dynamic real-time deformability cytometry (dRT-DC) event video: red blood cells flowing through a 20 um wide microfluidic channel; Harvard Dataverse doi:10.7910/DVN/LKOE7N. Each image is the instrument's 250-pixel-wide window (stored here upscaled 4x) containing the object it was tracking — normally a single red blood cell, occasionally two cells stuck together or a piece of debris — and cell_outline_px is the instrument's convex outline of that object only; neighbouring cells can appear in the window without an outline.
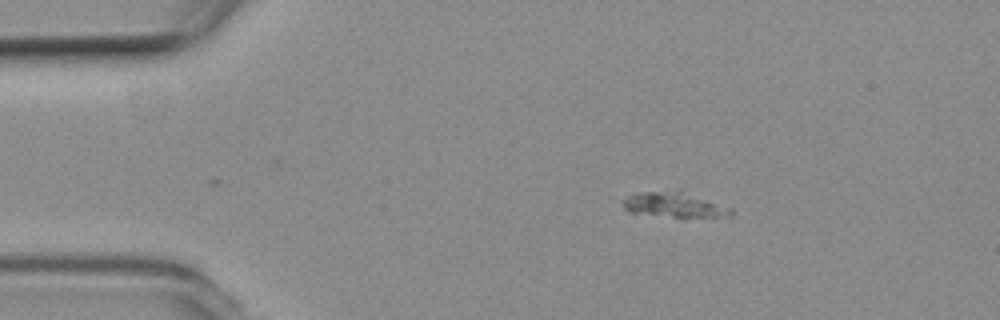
{"species": "common noctule bat (a hibernating species)", "species_latin": "Nyctalus noctula", "temperature_condition": "room temperature", "stored_images_in_passage": 4, "camera_frame_rate_fps": 3000, "um_per_image_px": 0.085, "animal": {"sex": "female", "body_mass_g": 19.3, "forearm_length_mm": 54.1}, "frame": {"image": 1, "passage_image": 4, "time_ms": 1.0, "image_size_px": [1000, 320], "cell_outline_px": [[732, 216], [672, 216], [628, 212], [624, 208], [624, 200], [628, 196], [644, 192], [680, 188], [732, 208]], "centroid_in_image_um": [57.36, 17.35], "position_along_channel_um": 27.6, "area_um2": 15.78}}